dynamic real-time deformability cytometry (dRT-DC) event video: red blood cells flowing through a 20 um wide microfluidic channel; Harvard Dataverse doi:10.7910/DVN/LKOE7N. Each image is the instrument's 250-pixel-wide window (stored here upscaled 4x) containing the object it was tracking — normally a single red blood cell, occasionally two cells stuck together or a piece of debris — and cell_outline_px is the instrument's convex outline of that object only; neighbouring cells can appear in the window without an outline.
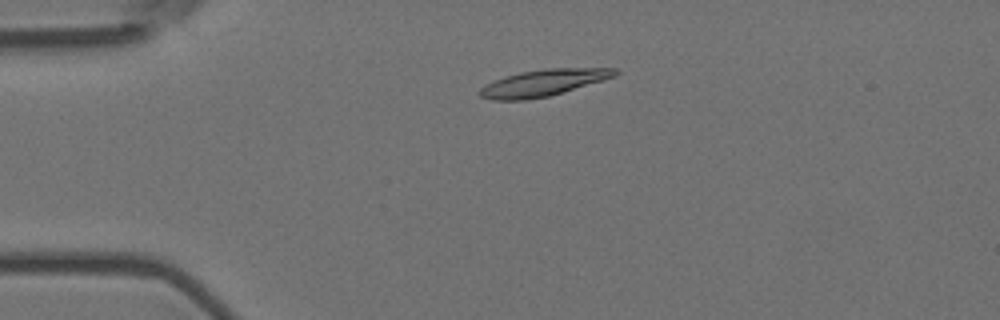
{"species": "Egyptian fruit bat (a non-hibernating species)", "species_latin": "Rousettus aegyptiacus", "temperature_condition": "room temperature", "stored_images_in_passage": 4, "camera_frame_rate_fps": 3000, "um_per_image_px": 0.085, "animal": {"sex": "female"}, "frame": {"image": 1, "passage_image": 3, "time_ms": 0.667, "image_size_px": [1000, 320], "cell_outline_px": [[620, 72], [616, 76], [604, 80], [564, 92], [548, 96], [528, 100], [492, 100], [480, 96], [476, 92], [480, 88], [504, 76], [520, 72], [548, 68], [616, 68]], "centroid_in_image_um": [46.19, 7.04], "position_along_channel_um": 38.8, "area_um2": 21.04}}